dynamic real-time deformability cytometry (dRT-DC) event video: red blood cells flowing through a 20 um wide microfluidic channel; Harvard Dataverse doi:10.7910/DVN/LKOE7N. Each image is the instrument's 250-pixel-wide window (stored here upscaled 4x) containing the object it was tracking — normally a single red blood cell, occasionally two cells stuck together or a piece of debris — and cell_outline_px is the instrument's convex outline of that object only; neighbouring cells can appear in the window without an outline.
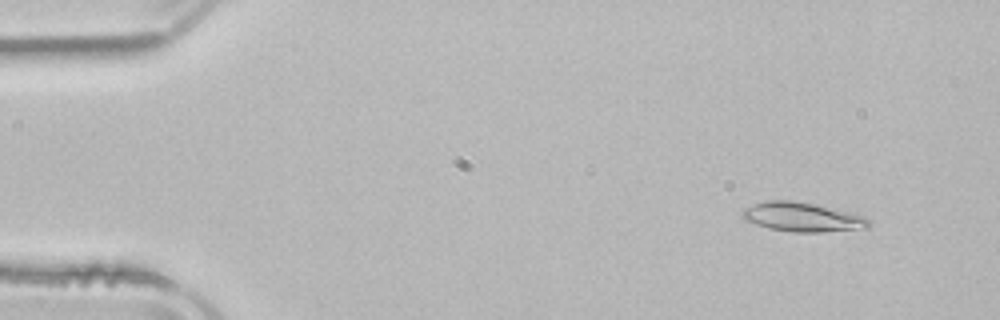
{"species": "common noctule bat (a hibernating species)", "species_latin": "Nyctalus noctula", "temperature_condition": "room temperature", "stored_images_in_passage": 52, "camera_frame_rate_fps": 3000, "um_per_image_px": 0.085, "animal": {"sex": "male", "body_mass_g": 21.5, "forearm_length_mm": 52.0}, "frame": {"image": 1, "passage_image": 5, "time_ms": 1.333, "image_size_px": [1000, 320], "cell_outline_px": [[872, 224], [868, 228], [820, 232], [792, 232], [768, 228], [744, 220], [740, 216], [740, 212], [744, 208], [752, 204], [764, 200], [792, 200], [812, 204], [864, 216]], "centroid_in_image_um": [68.12, 18.45], "position_along_channel_um": 16.9, "area_um2": 21.5}}
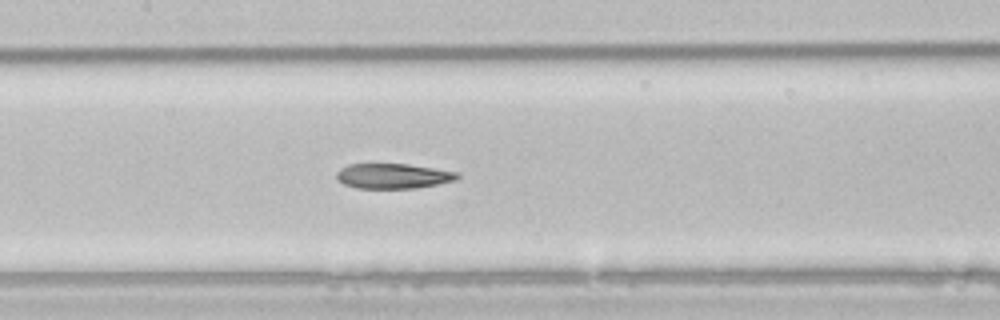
{"frame": {"image": 2, "passage_image": 25, "time_ms": 8.0, "image_size_px": [1000, 320], "cell_outline_px": [[460, 176], [456, 180], [416, 188], [356, 188], [344, 184], [336, 180], [336, 172], [340, 168], [348, 164], [408, 164], [460, 172]], "centroid_in_image_um": [33.4, 14.96], "position_along_channel_um": 174.0, "area_um2": 17.74}}
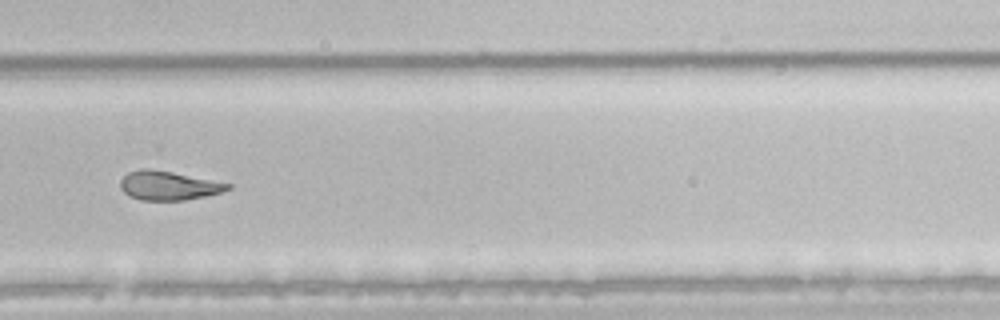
{"frame": {"image": 3, "passage_image": 36, "time_ms": 11.667, "image_size_px": [1000, 320], "cell_outline_px": [[232, 188], [224, 192], [184, 200], [140, 200], [128, 196], [120, 188], [120, 180], [128, 172], [140, 168], [148, 168], [172, 172], [232, 184]], "centroid_in_image_um": [14.3, 15.77], "position_along_channel_um": 315.5, "area_um2": 18.21}, "authors_computed_cell_mechanics": {"area_um2": 20.0277, "velocity_mm_per_s": 3.8745, "shape_relaxation_time_tau1_ms": 8.8692, "shape_relaxation_time_tau2_ms": 7.1471, "deformation_change_tau1": 0.2279, "deformation_change_tau2": 0.1484}}